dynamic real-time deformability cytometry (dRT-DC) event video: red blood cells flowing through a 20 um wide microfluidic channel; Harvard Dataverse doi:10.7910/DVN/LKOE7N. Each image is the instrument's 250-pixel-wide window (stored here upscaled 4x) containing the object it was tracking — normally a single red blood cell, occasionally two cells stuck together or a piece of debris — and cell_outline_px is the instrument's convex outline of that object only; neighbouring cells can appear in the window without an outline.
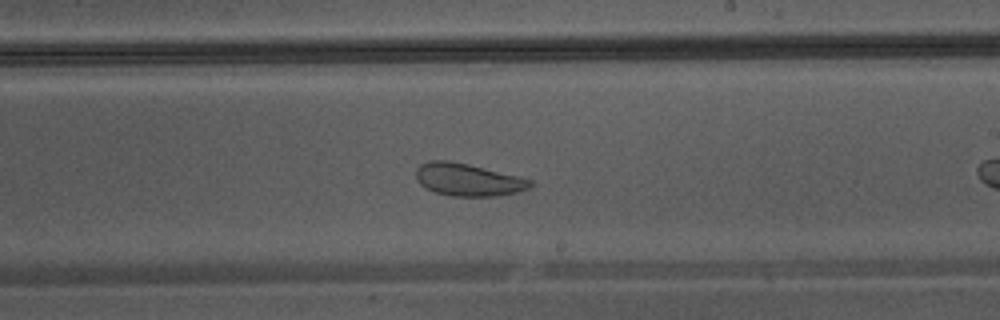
{"species": "Egyptian fruit bat (a non-hibernating species)", "species_latin": "Rousettus aegyptiacus", "temperature_condition": "warm", "stored_images_in_passage": 18, "camera_frame_rate_fps": 3000, "um_per_image_px": 0.085, "animal": {"sex": "male"}, "frame": {"image": 1, "passage_image": 11, "time_ms": 3.333, "image_size_px": [1000, 320], "cell_outline_px": [[532, 184], [528, 188], [516, 192], [496, 196], [452, 196], [436, 192], [420, 184], [416, 180], [416, 168], [420, 164], [428, 160], [448, 160], [468, 164], [520, 176], [532, 180]], "centroid_in_image_um": [39.76, 15.26], "position_along_channel_um": 249.2, "area_um2": 21.62}}